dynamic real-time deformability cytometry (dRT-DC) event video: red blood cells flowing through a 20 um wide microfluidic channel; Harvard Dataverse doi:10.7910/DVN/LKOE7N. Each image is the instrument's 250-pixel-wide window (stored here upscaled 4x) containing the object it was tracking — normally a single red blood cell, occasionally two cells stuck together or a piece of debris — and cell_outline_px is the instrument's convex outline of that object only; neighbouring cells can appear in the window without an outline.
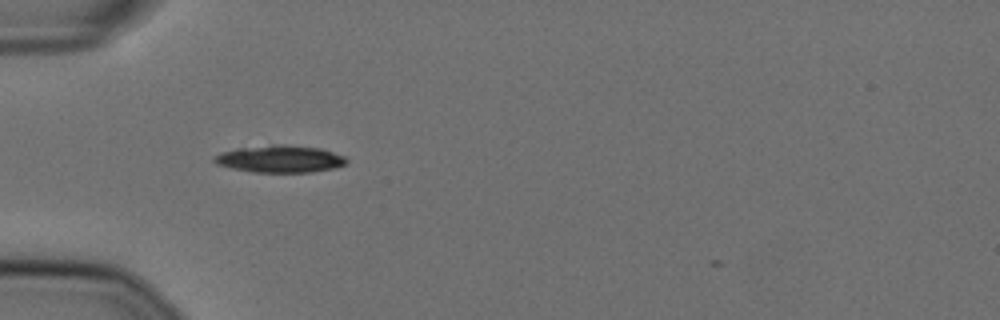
{"species": "Egyptian fruit bat (a non-hibernating species)", "species_latin": "Rousettus aegyptiacus", "temperature_condition": "cold", "stored_images_in_passage": 16, "camera_frame_rate_fps": 3000, "um_per_image_px": 0.085, "animal": {"sex": "female"}, "frame": {"image": 1, "passage_image": 1, "time_ms": 0.0, "image_size_px": [1000, 320], "cell_outline_px": [[348, 160], [344, 164], [336, 168], [312, 172], [252, 172], [232, 168], [216, 164], [212, 160], [212, 156], [220, 152], [240, 148], [272, 144], [280, 144], [320, 148], [344, 156]], "centroid_in_image_um": [23.77, 13.51], "position_along_channel_um": 61.2, "area_um2": 20.98}}
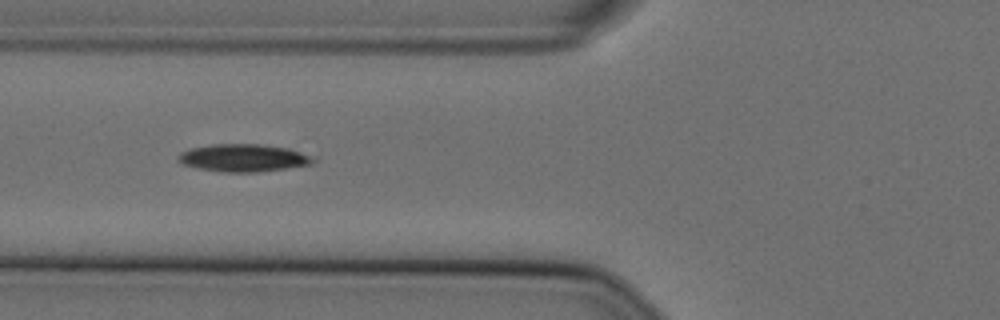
{"frame": {"image": 2, "passage_image": 5, "time_ms": 1.333, "image_size_px": [1000, 320], "cell_outline_px": [[316, 160], [312, 164], [256, 172], [220, 172], [196, 168], [184, 164], [176, 160], [180, 152], [192, 148], [212, 144], [260, 144], [288, 148], [308, 156]], "centroid_in_image_um": [20.62, 13.42], "position_along_channel_um": 105.2, "area_um2": 21.44}}